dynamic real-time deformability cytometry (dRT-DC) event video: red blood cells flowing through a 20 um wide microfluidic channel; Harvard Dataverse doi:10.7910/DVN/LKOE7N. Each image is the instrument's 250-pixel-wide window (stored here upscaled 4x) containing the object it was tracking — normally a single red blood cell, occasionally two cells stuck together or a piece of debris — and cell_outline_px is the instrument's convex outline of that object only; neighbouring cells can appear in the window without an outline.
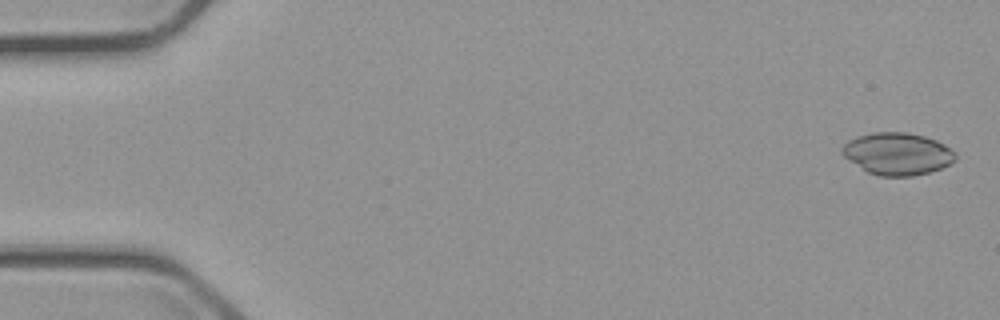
{"species": "common noctule bat (a hibernating species)", "species_latin": "Nyctalus noctula", "temperature_condition": "cold", "stored_images_in_passage": 5, "camera_frame_rate_fps": 3000, "um_per_image_px": 0.085, "animal": {"sex": "male", "body_mass_g": 23.1, "forearm_length_mm": 52.7}, "frame": {"image": 1, "passage_image": 1, "time_ms": 0.0, "image_size_px": [1000, 320], "cell_outline_px": [[956, 160], [940, 168], [928, 172], [912, 176], [880, 176], [868, 172], [844, 156], [840, 152], [840, 148], [848, 140], [856, 136], [876, 132], [908, 132], [924, 136], [936, 140], [944, 144], [956, 152]], "centroid_in_image_um": [76.28, 13.06], "position_along_channel_um": 8.7, "area_um2": 27.8}}